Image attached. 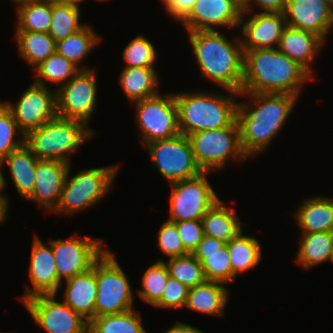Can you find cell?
<instances>
[{"label": "cell", "mask_w": 333, "mask_h": 333, "mask_svg": "<svg viewBox=\"0 0 333 333\" xmlns=\"http://www.w3.org/2000/svg\"><path fill=\"white\" fill-rule=\"evenodd\" d=\"M69 167L71 164L57 160H39L34 176V191L27 200L35 201L53 212L60 202Z\"/></svg>", "instance_id": "ffe728a7"}, {"label": "cell", "mask_w": 333, "mask_h": 333, "mask_svg": "<svg viewBox=\"0 0 333 333\" xmlns=\"http://www.w3.org/2000/svg\"><path fill=\"white\" fill-rule=\"evenodd\" d=\"M88 333H148L142 326V315L128 311L94 317L88 322Z\"/></svg>", "instance_id": "d6a6232c"}, {"label": "cell", "mask_w": 333, "mask_h": 333, "mask_svg": "<svg viewBox=\"0 0 333 333\" xmlns=\"http://www.w3.org/2000/svg\"><path fill=\"white\" fill-rule=\"evenodd\" d=\"M56 294L38 295L24 301L31 317L47 333H88V321Z\"/></svg>", "instance_id": "5bb4252c"}, {"label": "cell", "mask_w": 333, "mask_h": 333, "mask_svg": "<svg viewBox=\"0 0 333 333\" xmlns=\"http://www.w3.org/2000/svg\"><path fill=\"white\" fill-rule=\"evenodd\" d=\"M154 167L170 183L191 179L203 171L197 164L188 136L178 135L146 145Z\"/></svg>", "instance_id": "30bf717a"}, {"label": "cell", "mask_w": 333, "mask_h": 333, "mask_svg": "<svg viewBox=\"0 0 333 333\" xmlns=\"http://www.w3.org/2000/svg\"><path fill=\"white\" fill-rule=\"evenodd\" d=\"M51 1L59 4H71L80 7V3L85 0H51Z\"/></svg>", "instance_id": "681fc988"}, {"label": "cell", "mask_w": 333, "mask_h": 333, "mask_svg": "<svg viewBox=\"0 0 333 333\" xmlns=\"http://www.w3.org/2000/svg\"><path fill=\"white\" fill-rule=\"evenodd\" d=\"M243 12L239 28L242 29L243 50L278 48L283 30L287 26L283 13L255 12L250 18ZM276 46V47H275Z\"/></svg>", "instance_id": "d6986e66"}, {"label": "cell", "mask_w": 333, "mask_h": 333, "mask_svg": "<svg viewBox=\"0 0 333 333\" xmlns=\"http://www.w3.org/2000/svg\"><path fill=\"white\" fill-rule=\"evenodd\" d=\"M332 263H333V248H332V253H331V257H330V260Z\"/></svg>", "instance_id": "f5cc1de1"}, {"label": "cell", "mask_w": 333, "mask_h": 333, "mask_svg": "<svg viewBox=\"0 0 333 333\" xmlns=\"http://www.w3.org/2000/svg\"><path fill=\"white\" fill-rule=\"evenodd\" d=\"M158 80L155 67H124L119 75L120 88L131 103L157 95Z\"/></svg>", "instance_id": "4316f807"}, {"label": "cell", "mask_w": 333, "mask_h": 333, "mask_svg": "<svg viewBox=\"0 0 333 333\" xmlns=\"http://www.w3.org/2000/svg\"><path fill=\"white\" fill-rule=\"evenodd\" d=\"M178 230L184 248L189 252L198 247L204 237L203 224L201 220H186L173 222Z\"/></svg>", "instance_id": "7bdbcfd3"}, {"label": "cell", "mask_w": 333, "mask_h": 333, "mask_svg": "<svg viewBox=\"0 0 333 333\" xmlns=\"http://www.w3.org/2000/svg\"><path fill=\"white\" fill-rule=\"evenodd\" d=\"M226 246L232 271L236 277L238 274L256 267L262 259L259 240L245 235L243 231L226 243Z\"/></svg>", "instance_id": "4dcf8cb0"}, {"label": "cell", "mask_w": 333, "mask_h": 333, "mask_svg": "<svg viewBox=\"0 0 333 333\" xmlns=\"http://www.w3.org/2000/svg\"><path fill=\"white\" fill-rule=\"evenodd\" d=\"M169 276L177 279L188 288L195 287L206 281L202 263L192 254L172 257L164 261Z\"/></svg>", "instance_id": "8d00e7d4"}, {"label": "cell", "mask_w": 333, "mask_h": 333, "mask_svg": "<svg viewBox=\"0 0 333 333\" xmlns=\"http://www.w3.org/2000/svg\"><path fill=\"white\" fill-rule=\"evenodd\" d=\"M47 245L42 243L38 236H34L28 271L33 288L26 287L24 295L22 294V303L38 295H57L62 286L57 275L52 246L49 243Z\"/></svg>", "instance_id": "ac0fdd59"}, {"label": "cell", "mask_w": 333, "mask_h": 333, "mask_svg": "<svg viewBox=\"0 0 333 333\" xmlns=\"http://www.w3.org/2000/svg\"><path fill=\"white\" fill-rule=\"evenodd\" d=\"M295 218L301 234L315 232L333 233V199L324 196H315L303 200Z\"/></svg>", "instance_id": "cb8c5ba5"}, {"label": "cell", "mask_w": 333, "mask_h": 333, "mask_svg": "<svg viewBox=\"0 0 333 333\" xmlns=\"http://www.w3.org/2000/svg\"><path fill=\"white\" fill-rule=\"evenodd\" d=\"M94 132L83 121L56 116L43 126L29 131L24 137V144L39 160L70 164L69 154L82 147Z\"/></svg>", "instance_id": "5b68a950"}, {"label": "cell", "mask_w": 333, "mask_h": 333, "mask_svg": "<svg viewBox=\"0 0 333 333\" xmlns=\"http://www.w3.org/2000/svg\"><path fill=\"white\" fill-rule=\"evenodd\" d=\"M34 70L36 77L33 82L43 86H47L46 82L61 83L59 85L62 86L80 71L76 65L57 52L37 65Z\"/></svg>", "instance_id": "836d02e7"}, {"label": "cell", "mask_w": 333, "mask_h": 333, "mask_svg": "<svg viewBox=\"0 0 333 333\" xmlns=\"http://www.w3.org/2000/svg\"><path fill=\"white\" fill-rule=\"evenodd\" d=\"M3 166V163H2V160H0V191L2 192L4 190V187L7 186V182L5 181V176L3 175L2 173V167ZM0 192V193H1Z\"/></svg>", "instance_id": "f907efd6"}, {"label": "cell", "mask_w": 333, "mask_h": 333, "mask_svg": "<svg viewBox=\"0 0 333 333\" xmlns=\"http://www.w3.org/2000/svg\"><path fill=\"white\" fill-rule=\"evenodd\" d=\"M18 7H22L29 4L42 3L48 0H12Z\"/></svg>", "instance_id": "c3c4849f"}, {"label": "cell", "mask_w": 333, "mask_h": 333, "mask_svg": "<svg viewBox=\"0 0 333 333\" xmlns=\"http://www.w3.org/2000/svg\"><path fill=\"white\" fill-rule=\"evenodd\" d=\"M96 284L95 317L133 309L131 283L113 252L107 249L96 260Z\"/></svg>", "instance_id": "52a82bcc"}, {"label": "cell", "mask_w": 333, "mask_h": 333, "mask_svg": "<svg viewBox=\"0 0 333 333\" xmlns=\"http://www.w3.org/2000/svg\"><path fill=\"white\" fill-rule=\"evenodd\" d=\"M55 259L58 278L63 281L84 273L92 268L94 262L106 251L103 239L90 236L77 238L72 235L66 240H50Z\"/></svg>", "instance_id": "4fadbf2b"}, {"label": "cell", "mask_w": 333, "mask_h": 333, "mask_svg": "<svg viewBox=\"0 0 333 333\" xmlns=\"http://www.w3.org/2000/svg\"><path fill=\"white\" fill-rule=\"evenodd\" d=\"M157 240V247L168 259L189 254L184 248L177 227L173 222L167 220L161 225Z\"/></svg>", "instance_id": "60d3db41"}, {"label": "cell", "mask_w": 333, "mask_h": 333, "mask_svg": "<svg viewBox=\"0 0 333 333\" xmlns=\"http://www.w3.org/2000/svg\"><path fill=\"white\" fill-rule=\"evenodd\" d=\"M118 165L90 168L70 177L68 169L61 199L53 212L71 214L99 203L112 188Z\"/></svg>", "instance_id": "8992f818"}, {"label": "cell", "mask_w": 333, "mask_h": 333, "mask_svg": "<svg viewBox=\"0 0 333 333\" xmlns=\"http://www.w3.org/2000/svg\"><path fill=\"white\" fill-rule=\"evenodd\" d=\"M64 302L88 322L95 317L96 261L88 271L64 280Z\"/></svg>", "instance_id": "603a6c76"}, {"label": "cell", "mask_w": 333, "mask_h": 333, "mask_svg": "<svg viewBox=\"0 0 333 333\" xmlns=\"http://www.w3.org/2000/svg\"><path fill=\"white\" fill-rule=\"evenodd\" d=\"M188 138L195 160L203 172L222 170L230 158L238 161L247 159L240 145L237 120L228 127L198 131L188 135Z\"/></svg>", "instance_id": "ba28073f"}, {"label": "cell", "mask_w": 333, "mask_h": 333, "mask_svg": "<svg viewBox=\"0 0 333 333\" xmlns=\"http://www.w3.org/2000/svg\"><path fill=\"white\" fill-rule=\"evenodd\" d=\"M189 288L181 284L177 279L169 276L168 282L162 293L161 299L154 308L180 309L186 306Z\"/></svg>", "instance_id": "b9f144b4"}, {"label": "cell", "mask_w": 333, "mask_h": 333, "mask_svg": "<svg viewBox=\"0 0 333 333\" xmlns=\"http://www.w3.org/2000/svg\"><path fill=\"white\" fill-rule=\"evenodd\" d=\"M142 277L143 289L137 290V294L140 299L154 306L161 299L169 278V272L164 260L158 259L155 261Z\"/></svg>", "instance_id": "74e56055"}, {"label": "cell", "mask_w": 333, "mask_h": 333, "mask_svg": "<svg viewBox=\"0 0 333 333\" xmlns=\"http://www.w3.org/2000/svg\"><path fill=\"white\" fill-rule=\"evenodd\" d=\"M95 69L80 70L56 90L57 116L77 119L88 125L96 109L97 75Z\"/></svg>", "instance_id": "7c38bea8"}, {"label": "cell", "mask_w": 333, "mask_h": 333, "mask_svg": "<svg viewBox=\"0 0 333 333\" xmlns=\"http://www.w3.org/2000/svg\"><path fill=\"white\" fill-rule=\"evenodd\" d=\"M39 159L23 144L20 148L10 152L2 163L7 165L11 180L21 198L28 199L35 186V170Z\"/></svg>", "instance_id": "d4e9b609"}, {"label": "cell", "mask_w": 333, "mask_h": 333, "mask_svg": "<svg viewBox=\"0 0 333 333\" xmlns=\"http://www.w3.org/2000/svg\"><path fill=\"white\" fill-rule=\"evenodd\" d=\"M323 44L324 40L315 33L287 25L283 30L278 49L314 77L311 64Z\"/></svg>", "instance_id": "7402d4cb"}, {"label": "cell", "mask_w": 333, "mask_h": 333, "mask_svg": "<svg viewBox=\"0 0 333 333\" xmlns=\"http://www.w3.org/2000/svg\"><path fill=\"white\" fill-rule=\"evenodd\" d=\"M243 95L252 101L238 102L236 120L242 151L251 158L264 152L280 133L299 97L283 93H239Z\"/></svg>", "instance_id": "6da1fadb"}, {"label": "cell", "mask_w": 333, "mask_h": 333, "mask_svg": "<svg viewBox=\"0 0 333 333\" xmlns=\"http://www.w3.org/2000/svg\"><path fill=\"white\" fill-rule=\"evenodd\" d=\"M201 74L228 94L240 93L244 74L241 38L227 39L217 31L187 32Z\"/></svg>", "instance_id": "3957f363"}, {"label": "cell", "mask_w": 333, "mask_h": 333, "mask_svg": "<svg viewBox=\"0 0 333 333\" xmlns=\"http://www.w3.org/2000/svg\"><path fill=\"white\" fill-rule=\"evenodd\" d=\"M287 0H248L242 7L243 12L247 15L250 14L253 9V5L260 7V12H280L283 13Z\"/></svg>", "instance_id": "f6af8a7d"}, {"label": "cell", "mask_w": 333, "mask_h": 333, "mask_svg": "<svg viewBox=\"0 0 333 333\" xmlns=\"http://www.w3.org/2000/svg\"><path fill=\"white\" fill-rule=\"evenodd\" d=\"M313 77L278 48L244 50L240 93H283L299 96Z\"/></svg>", "instance_id": "7a4b0ae2"}, {"label": "cell", "mask_w": 333, "mask_h": 333, "mask_svg": "<svg viewBox=\"0 0 333 333\" xmlns=\"http://www.w3.org/2000/svg\"><path fill=\"white\" fill-rule=\"evenodd\" d=\"M17 137V139H15ZM19 137V138H18ZM25 135L19 130L12 112L0 101V160L24 144Z\"/></svg>", "instance_id": "ab89813d"}, {"label": "cell", "mask_w": 333, "mask_h": 333, "mask_svg": "<svg viewBox=\"0 0 333 333\" xmlns=\"http://www.w3.org/2000/svg\"><path fill=\"white\" fill-rule=\"evenodd\" d=\"M157 52L147 37L138 35L123 50L125 67H156Z\"/></svg>", "instance_id": "f35d334b"}, {"label": "cell", "mask_w": 333, "mask_h": 333, "mask_svg": "<svg viewBox=\"0 0 333 333\" xmlns=\"http://www.w3.org/2000/svg\"><path fill=\"white\" fill-rule=\"evenodd\" d=\"M192 254L202 263L206 280L227 284L236 279L225 242L204 235Z\"/></svg>", "instance_id": "44dd1931"}, {"label": "cell", "mask_w": 333, "mask_h": 333, "mask_svg": "<svg viewBox=\"0 0 333 333\" xmlns=\"http://www.w3.org/2000/svg\"><path fill=\"white\" fill-rule=\"evenodd\" d=\"M16 31L48 33L52 23V1L17 8Z\"/></svg>", "instance_id": "d590c367"}, {"label": "cell", "mask_w": 333, "mask_h": 333, "mask_svg": "<svg viewBox=\"0 0 333 333\" xmlns=\"http://www.w3.org/2000/svg\"><path fill=\"white\" fill-rule=\"evenodd\" d=\"M296 262L305 269L313 268L330 260L333 248L332 232L301 234Z\"/></svg>", "instance_id": "f1b7e54d"}, {"label": "cell", "mask_w": 333, "mask_h": 333, "mask_svg": "<svg viewBox=\"0 0 333 333\" xmlns=\"http://www.w3.org/2000/svg\"><path fill=\"white\" fill-rule=\"evenodd\" d=\"M219 199L201 219L204 235L228 243L242 230V224L233 210Z\"/></svg>", "instance_id": "83f0119b"}, {"label": "cell", "mask_w": 333, "mask_h": 333, "mask_svg": "<svg viewBox=\"0 0 333 333\" xmlns=\"http://www.w3.org/2000/svg\"><path fill=\"white\" fill-rule=\"evenodd\" d=\"M8 196L3 195V193H0V223L7 220V213H8Z\"/></svg>", "instance_id": "7dc6e473"}, {"label": "cell", "mask_w": 333, "mask_h": 333, "mask_svg": "<svg viewBox=\"0 0 333 333\" xmlns=\"http://www.w3.org/2000/svg\"><path fill=\"white\" fill-rule=\"evenodd\" d=\"M136 120L141 141L144 145L172 138L180 133L178 128V108L174 93L164 96L160 92L152 97L137 100Z\"/></svg>", "instance_id": "9c48e42d"}, {"label": "cell", "mask_w": 333, "mask_h": 333, "mask_svg": "<svg viewBox=\"0 0 333 333\" xmlns=\"http://www.w3.org/2000/svg\"><path fill=\"white\" fill-rule=\"evenodd\" d=\"M242 13L235 0H197L180 22L187 32L217 31L219 26L239 28Z\"/></svg>", "instance_id": "2e32d148"}, {"label": "cell", "mask_w": 333, "mask_h": 333, "mask_svg": "<svg viewBox=\"0 0 333 333\" xmlns=\"http://www.w3.org/2000/svg\"><path fill=\"white\" fill-rule=\"evenodd\" d=\"M80 17L79 6L52 1V23L48 34L55 42L69 37L86 25L80 22Z\"/></svg>", "instance_id": "e575fe53"}, {"label": "cell", "mask_w": 333, "mask_h": 333, "mask_svg": "<svg viewBox=\"0 0 333 333\" xmlns=\"http://www.w3.org/2000/svg\"><path fill=\"white\" fill-rule=\"evenodd\" d=\"M283 15L288 26L315 33L325 41L333 27V0H287Z\"/></svg>", "instance_id": "e0dca14e"}, {"label": "cell", "mask_w": 333, "mask_h": 333, "mask_svg": "<svg viewBox=\"0 0 333 333\" xmlns=\"http://www.w3.org/2000/svg\"><path fill=\"white\" fill-rule=\"evenodd\" d=\"M197 0H165L166 12L179 22L188 14Z\"/></svg>", "instance_id": "ee69618b"}, {"label": "cell", "mask_w": 333, "mask_h": 333, "mask_svg": "<svg viewBox=\"0 0 333 333\" xmlns=\"http://www.w3.org/2000/svg\"><path fill=\"white\" fill-rule=\"evenodd\" d=\"M12 112L19 130L26 135L57 116L56 90L33 82L15 104L3 102Z\"/></svg>", "instance_id": "9a60e30c"}, {"label": "cell", "mask_w": 333, "mask_h": 333, "mask_svg": "<svg viewBox=\"0 0 333 333\" xmlns=\"http://www.w3.org/2000/svg\"><path fill=\"white\" fill-rule=\"evenodd\" d=\"M19 56L32 68L56 52V42L48 33L15 31Z\"/></svg>", "instance_id": "f546056e"}, {"label": "cell", "mask_w": 333, "mask_h": 333, "mask_svg": "<svg viewBox=\"0 0 333 333\" xmlns=\"http://www.w3.org/2000/svg\"><path fill=\"white\" fill-rule=\"evenodd\" d=\"M242 7L247 3L248 0H235Z\"/></svg>", "instance_id": "816d5d0a"}, {"label": "cell", "mask_w": 333, "mask_h": 333, "mask_svg": "<svg viewBox=\"0 0 333 333\" xmlns=\"http://www.w3.org/2000/svg\"><path fill=\"white\" fill-rule=\"evenodd\" d=\"M232 95V96H231ZM231 95L212 92L174 93L178 108V128L183 135L230 126L236 120L238 102Z\"/></svg>", "instance_id": "277c9868"}, {"label": "cell", "mask_w": 333, "mask_h": 333, "mask_svg": "<svg viewBox=\"0 0 333 333\" xmlns=\"http://www.w3.org/2000/svg\"><path fill=\"white\" fill-rule=\"evenodd\" d=\"M226 284L208 281L189 288L186 308L210 316H223L227 306Z\"/></svg>", "instance_id": "484cf974"}, {"label": "cell", "mask_w": 333, "mask_h": 333, "mask_svg": "<svg viewBox=\"0 0 333 333\" xmlns=\"http://www.w3.org/2000/svg\"><path fill=\"white\" fill-rule=\"evenodd\" d=\"M92 28L85 25L76 33L56 42V52L71 61L80 70H90L88 67L82 66L81 68L79 63L101 40Z\"/></svg>", "instance_id": "1f68e13d"}, {"label": "cell", "mask_w": 333, "mask_h": 333, "mask_svg": "<svg viewBox=\"0 0 333 333\" xmlns=\"http://www.w3.org/2000/svg\"><path fill=\"white\" fill-rule=\"evenodd\" d=\"M209 172L170 183V222L201 220L206 212L220 199L207 180Z\"/></svg>", "instance_id": "8fae6325"}, {"label": "cell", "mask_w": 333, "mask_h": 333, "mask_svg": "<svg viewBox=\"0 0 333 333\" xmlns=\"http://www.w3.org/2000/svg\"><path fill=\"white\" fill-rule=\"evenodd\" d=\"M164 333H204V332H202V330L196 327L177 321L171 328H169Z\"/></svg>", "instance_id": "bcb514c9"}]
</instances>
